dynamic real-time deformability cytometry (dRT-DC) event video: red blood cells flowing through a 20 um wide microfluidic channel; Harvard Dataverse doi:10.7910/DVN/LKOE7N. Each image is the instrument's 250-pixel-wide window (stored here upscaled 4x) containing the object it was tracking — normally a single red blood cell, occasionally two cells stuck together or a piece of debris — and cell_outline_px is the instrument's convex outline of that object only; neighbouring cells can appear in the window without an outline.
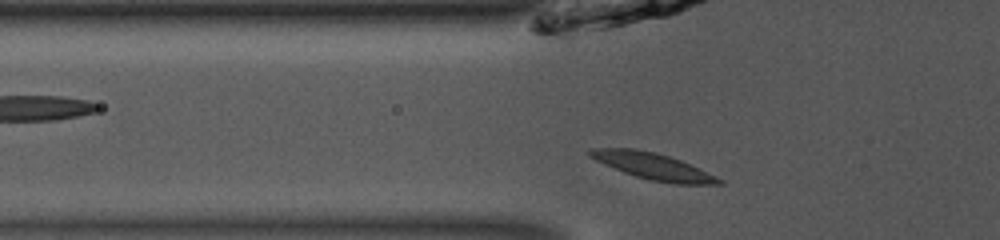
{"species": "common noctule bat (a hibernating species)", "species_latin": "Nyctalus noctula", "temperature_condition": "room temperature", "stored_images_in_passage": 37, "camera_frame_rate_fps": 3000, "um_per_image_px": 0.085, "animal": {"sex": "male", "body_mass_g": 13.0, "forearm_length_mm": 53.1}, "frame": {"image": 1, "passage_image": 2, "time_ms": 0.333, "image_size_px": [1000, 240], "cell_outline_px": [[724, 184], [676, 184], [652, 180], [636, 176], [624, 172], [596, 160], [588, 156], [588, 152], [592, 148], [636, 148], [656, 152], [680, 160], [724, 180]], "centroid_in_image_um": [55.51, 14.12], "position_along_channel_um": 70.3, "area_um2": 19.59}}
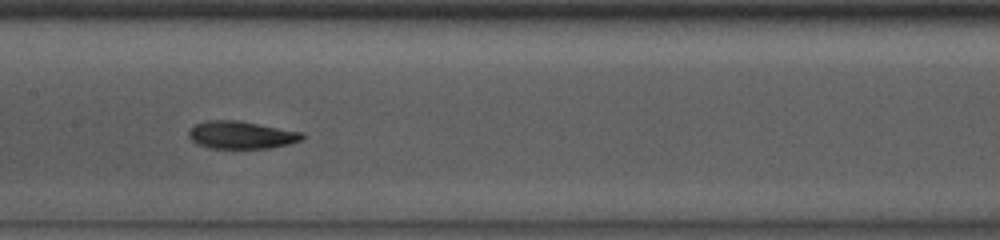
{"frame": {"image": 2, "passage_image": 11, "time_ms": 3.333, "image_size_px": [1000, 240], "cell_outline_px": [[308, 136], [304, 140], [288, 144], [268, 148], [208, 148], [196, 144], [188, 136], [188, 132], [196, 124], [208, 120], [236, 120], [304, 132]], "centroid_in_image_um": [20.56, 11.48], "position_along_channel_um": 186.8, "area_um2": 18.38}}
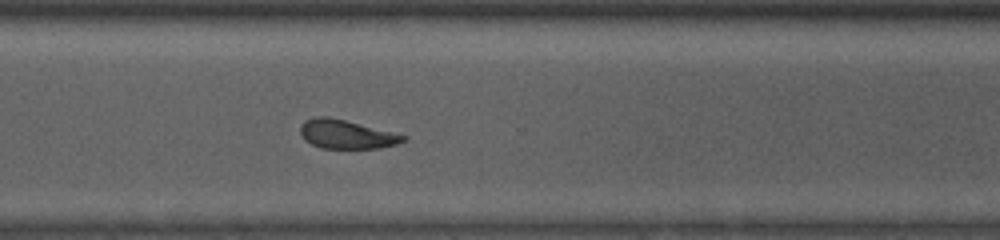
{"frame": {"image": 3, "passage_image": 23, "time_ms": 7.333, "image_size_px": [1000, 240], "cell_outline_px": [[408, 136], [404, 140], [396, 144], [380, 148], [320, 148], [304, 140], [300, 132], [300, 124], [304, 120], [316, 116], [328, 116]], "centroid_in_image_um": [29.39, 11.41], "position_along_channel_um": 341.2, "area_um2": 17.17}, "authors_computed_cell_mechanics": {"area_um2": 18.0336, "velocity_mm_per_s": 3.8772, "shape_relaxation_time_tau1_ms": 4.7296, "shape_relaxation_time_tau2_ms": 8.4692, "deformation_change_tau1": 0.1287, "deformation_change_tau2": 0.1628}}